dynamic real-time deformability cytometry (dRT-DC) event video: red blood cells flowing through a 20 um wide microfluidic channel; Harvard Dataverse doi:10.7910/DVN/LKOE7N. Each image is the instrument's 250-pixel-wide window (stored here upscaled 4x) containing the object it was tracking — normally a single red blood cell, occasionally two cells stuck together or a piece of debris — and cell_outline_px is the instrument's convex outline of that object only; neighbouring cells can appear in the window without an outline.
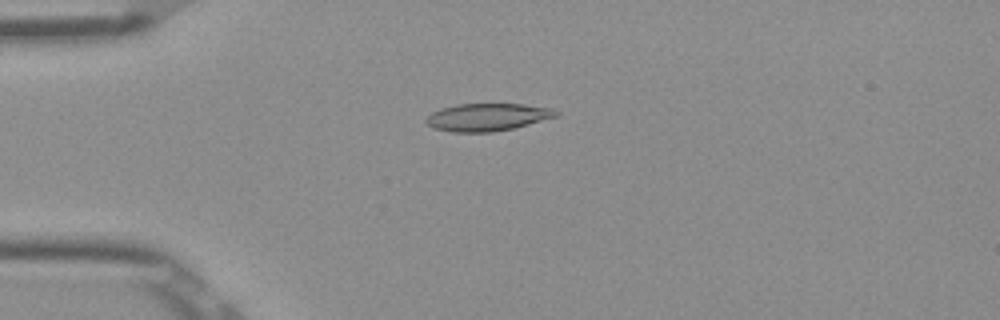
{"species": "Egyptian fruit bat (a non-hibernating species)", "species_latin": "Rousettus aegyptiacus", "temperature_condition": "room temperature", "stored_images_in_passage": 52, "camera_frame_rate_fps": 3000, "um_per_image_px": 0.085, "frame": {"image": 1, "passage_image": 13, "time_ms": 4.0, "image_size_px": [1000, 320], "cell_outline_px": [[560, 112], [556, 116], [528, 124], [512, 128], [492, 132], [452, 132], [432, 128], [424, 120], [432, 112], [440, 108], [456, 104], [524, 104], [552, 108]], "centroid_in_image_um": [41.39, 9.95], "position_along_channel_um": 43.6, "area_um2": 20.81}}
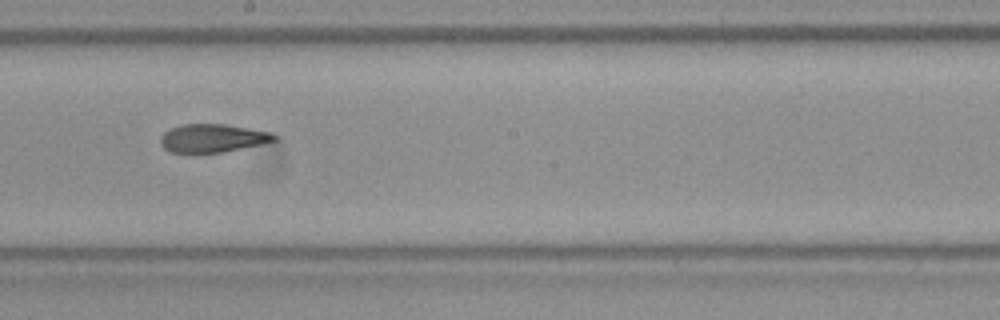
{"frame": {"image": 2, "passage_image": 29, "time_ms": 9.333, "image_size_px": [1000, 320], "cell_outline_px": [[280, 136], [276, 140], [260, 144], [224, 152], [168, 152], [160, 144], [160, 136], [164, 132], [180, 124], [224, 124], [272, 132]], "centroid_in_image_um": [18.07, 11.74], "position_along_channel_um": 230.1, "area_um2": 18.73}}
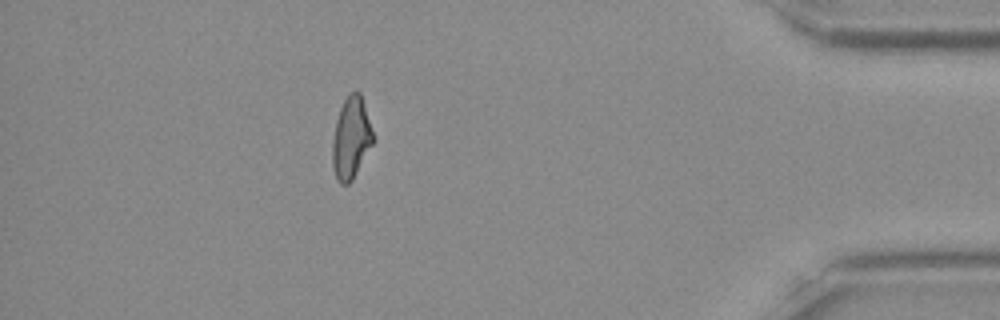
{"frame": {"image": 3, "passage_image": 46, "time_ms": 15.0, "image_size_px": [1000, 320], "cell_outline_px": [[372, 144], [352, 180], [348, 184], [340, 184], [336, 180], [332, 164], [332, 140], [336, 120], [340, 108], [344, 100], [352, 92], [360, 92], [364, 104], [372, 132]], "centroid_in_image_um": [29.8, 11.77], "position_along_channel_um": 405.4, "area_um2": 18.96}, "authors_computed_cell_mechanics": {"area_um2": 19.7965, "velocity_mm_per_s": 3.9108, "shape_relaxation_time_tau1_ms": null, "shape_relaxation_time_tau2_ms": 3.1241, "deformation_change_tau1": null, "deformation_change_tau2": 0.1002}}